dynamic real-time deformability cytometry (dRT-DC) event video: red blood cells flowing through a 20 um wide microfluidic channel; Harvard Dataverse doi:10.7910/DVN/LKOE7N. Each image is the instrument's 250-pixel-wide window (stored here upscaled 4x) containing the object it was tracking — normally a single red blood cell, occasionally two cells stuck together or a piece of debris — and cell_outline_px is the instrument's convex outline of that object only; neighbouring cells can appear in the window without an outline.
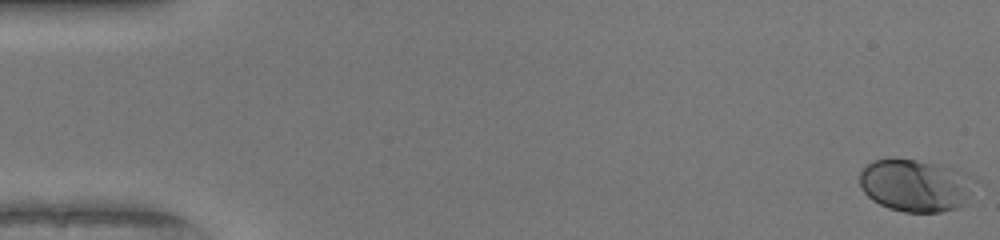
{"species": "human", "species_latin": "Homo sapiens", "temperature_condition": "warm", "stored_images_in_passage": 51, "camera_frame_rate_fps": 3000, "um_per_image_px": 0.085, "donor": {"sex": "female"}, "frame": {"image": 1, "passage_image": 1, "time_ms": 0.0, "image_size_px": [1000, 240], "cell_outline_px": [[976, 184], [964, 204], [956, 208], [940, 212], [904, 212], [888, 208], [872, 200], [864, 192], [860, 184], [860, 172], [872, 160], [896, 156], [956, 168], [976, 180]], "centroid_in_image_um": [77.81, 15.73], "position_along_channel_um": 7.2, "area_um2": 35.6}}
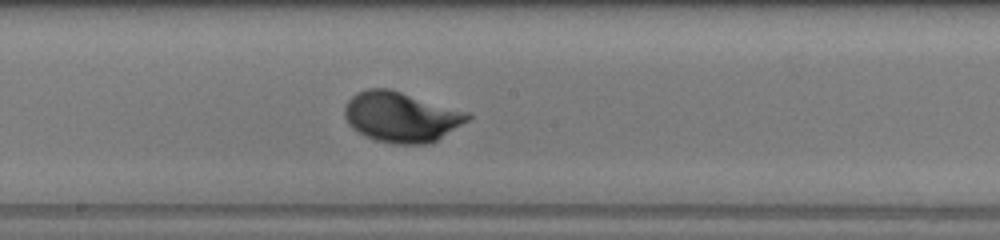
{"frame": {"image": 2, "passage_image": 28, "time_ms": 9.0, "image_size_px": [1000, 240], "cell_outline_px": [[472, 116], [468, 120], [436, 140], [428, 144], [392, 144], [376, 140], [364, 136], [352, 128], [348, 124], [344, 116], [344, 108], [348, 100], [356, 92], [368, 88], [388, 88], [468, 112]], "centroid_in_image_um": [34.05, 9.94], "position_along_channel_um": 214.2, "area_um2": 35.89}}
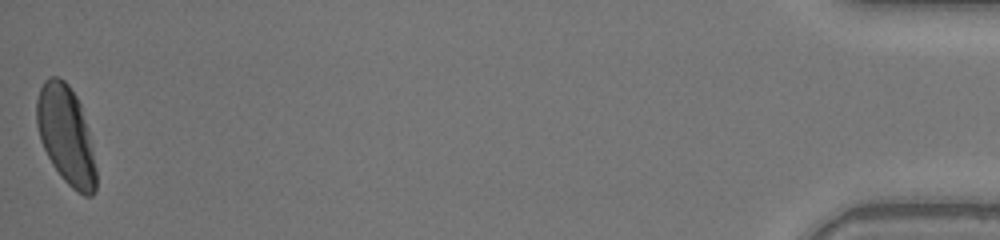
{"frame": {"image": 3, "passage_image": 51, "time_ms": 16.667, "image_size_px": [1000, 240], "cell_outline_px": [[96, 192], [92, 196], [84, 196], [72, 188], [60, 176], [52, 164], [40, 140], [36, 124], [36, 100], [40, 88], [44, 80], [48, 76], [60, 76], [68, 84], [76, 96], [80, 104], [88, 128], [96, 168]], "centroid_in_image_um": [5.6, 11.48], "position_along_channel_um": 429.6, "area_um2": 34.22}, "authors_computed_cell_mechanics": {"area_um2": 33.0616, "velocity_mm_per_s": 4.1032, "shape_relaxation_time_tau1_ms": 1.6183, "shape_relaxation_time_tau2_ms": null, "deformation_change_tau1": 0.1311, "deformation_change_tau2": null}}